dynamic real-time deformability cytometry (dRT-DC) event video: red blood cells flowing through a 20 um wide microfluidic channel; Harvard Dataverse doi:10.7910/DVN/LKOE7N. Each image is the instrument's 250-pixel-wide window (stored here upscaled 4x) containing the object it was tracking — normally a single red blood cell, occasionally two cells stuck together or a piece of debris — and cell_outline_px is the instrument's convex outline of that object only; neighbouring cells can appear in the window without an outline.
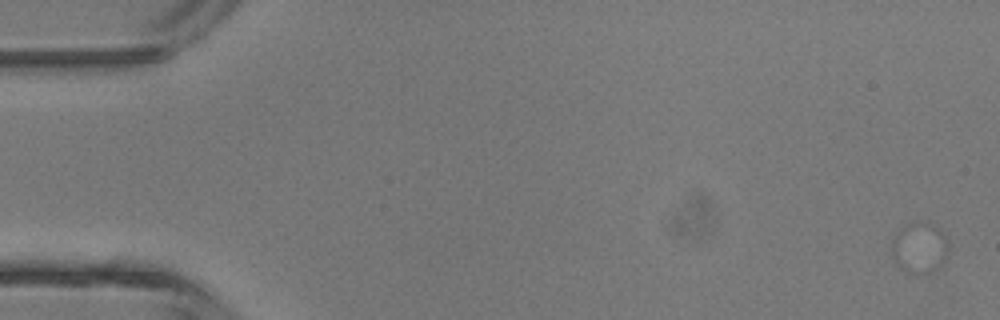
{"species": "common noctule bat (a hibernating species)", "species_latin": "Nyctalus noctula", "temperature_condition": "room temperature", "stored_images_in_passage": 3, "camera_frame_rate_fps": 3000, "um_per_image_px": 0.085, "animal": {"sex": "male", "body_mass_g": 13.3}, "frame": {"image": 1, "passage_image": 1, "time_ms": 0.0, "image_size_px": [1000, 320], "cell_outline_px": [[948, 248], [944, 260], [932, 272], [920, 276], [916, 276], [904, 272], [896, 264], [892, 252], [892, 240], [896, 232], [900, 228], [908, 224], [928, 224], [936, 228], [944, 236]], "centroid_in_image_um": [78.1, 21.15], "position_along_channel_um": 6.9, "area_um2": 16.47}}